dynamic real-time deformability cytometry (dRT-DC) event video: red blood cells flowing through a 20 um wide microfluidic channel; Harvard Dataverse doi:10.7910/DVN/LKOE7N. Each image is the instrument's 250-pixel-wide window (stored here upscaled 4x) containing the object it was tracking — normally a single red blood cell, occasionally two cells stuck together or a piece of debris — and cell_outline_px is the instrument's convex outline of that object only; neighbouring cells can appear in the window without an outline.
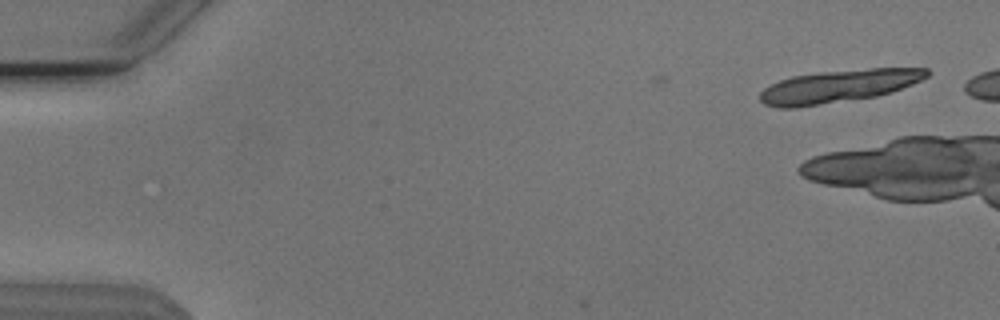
{"species": "Egyptian fruit bat (a non-hibernating species)", "species_latin": "Rousettus aegyptiacus", "temperature_condition": "cold", "stored_images_in_passage": 6, "camera_frame_rate_fps": 3000, "um_per_image_px": 0.085, "animal": {"sex": "male"}, "frame": {"image": 1, "passage_image": 1, "time_ms": 0.0, "image_size_px": [1000, 320], "cell_outline_px": [[932, 72], [928, 76], [912, 84], [892, 92], [876, 96], [796, 108], [780, 108], [764, 104], [760, 100], [760, 92], [764, 88], [780, 80], [792, 76], [820, 72], [872, 68], [928, 68]], "centroid_in_image_um": [71.29, 7.32], "position_along_channel_um": 13.7, "area_um2": 31.73}}